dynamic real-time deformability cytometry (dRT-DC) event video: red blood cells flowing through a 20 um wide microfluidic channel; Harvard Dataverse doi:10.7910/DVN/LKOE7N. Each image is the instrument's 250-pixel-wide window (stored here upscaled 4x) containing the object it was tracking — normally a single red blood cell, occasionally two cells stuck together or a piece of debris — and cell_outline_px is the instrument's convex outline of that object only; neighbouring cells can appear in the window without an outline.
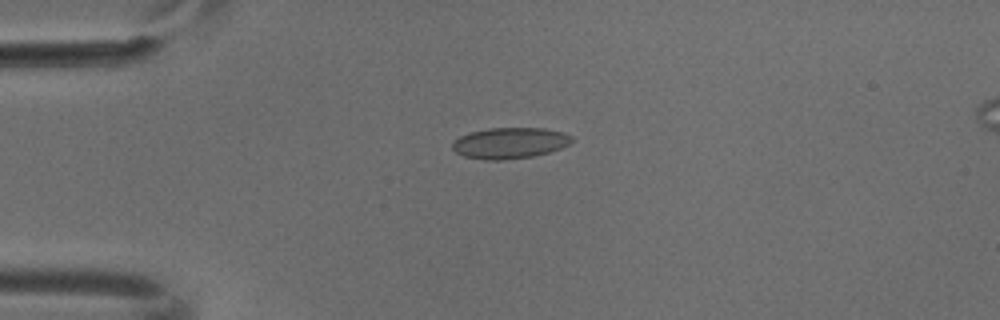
{"species": "common noctule bat (a hibernating species)", "species_latin": "Nyctalus noctula", "temperature_condition": "cold", "stored_images_in_passage": 6, "camera_frame_rate_fps": 3000, "um_per_image_px": 0.085, "animal": {"sex": "male", "body_mass_g": 18.8}, "frame": {"image": 1, "passage_image": 4, "time_ms": 1.0, "image_size_px": [1000, 320], "cell_outline_px": [[572, 140], [568, 144], [560, 148], [548, 152], [532, 156], [500, 160], [484, 160], [464, 156], [456, 152], [452, 148], [452, 144], [460, 136], [468, 132], [488, 128], [544, 128], [564, 132], [572, 136]], "centroid_in_image_um": [43.31, 12.15], "position_along_channel_um": 41.7, "area_um2": 21.5}}
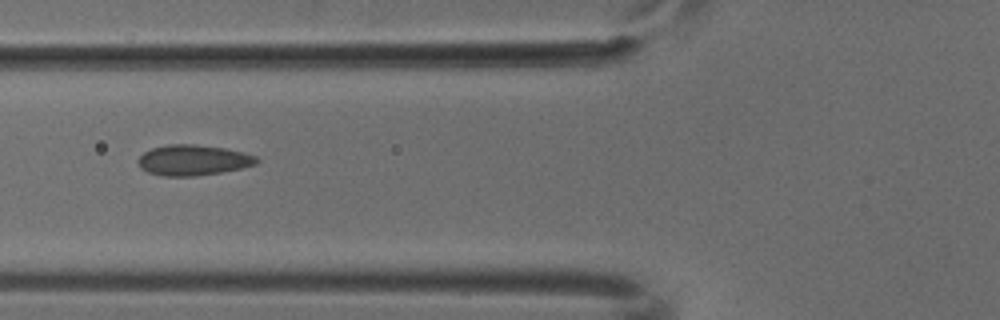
{"frame": {"image": 2, "passage_image": 6, "time_ms": 1.667, "image_size_px": [1000, 320], "cell_outline_px": [[260, 160], [256, 164], [240, 168], [220, 172], [196, 176], [164, 176], [148, 172], [140, 168], [136, 160], [144, 152], [152, 148], [168, 144], [192, 144], [224, 148], [244, 152], [256, 156]], "centroid_in_image_um": [16.4, 13.61], "position_along_channel_um": 109.4, "area_um2": 21.1}}